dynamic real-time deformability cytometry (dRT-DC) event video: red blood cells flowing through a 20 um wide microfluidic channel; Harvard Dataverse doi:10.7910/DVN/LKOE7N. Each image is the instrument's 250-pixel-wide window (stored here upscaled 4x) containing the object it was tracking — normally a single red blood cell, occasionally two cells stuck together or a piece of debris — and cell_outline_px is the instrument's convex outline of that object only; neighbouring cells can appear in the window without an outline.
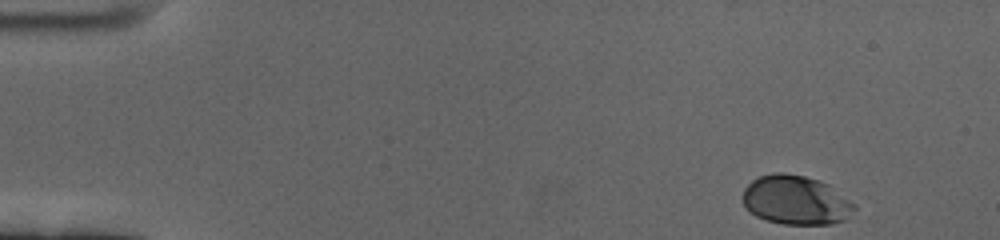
{"species": "human", "species_latin": "Homo sapiens", "temperature_condition": "cold", "stored_images_in_passage": 55, "camera_frame_rate_fps": 3000, "um_per_image_px": 0.085, "donor": {"sex": "female"}, "frame": {"image": 1, "passage_image": 1, "time_ms": 0.0, "image_size_px": [1000, 240], "cell_outline_px": [[856, 208], [848, 220], [832, 224], [784, 224], [768, 220], [756, 216], [744, 204], [744, 188], [752, 180], [760, 176], [776, 172], [784, 172], [804, 176], [820, 180], [828, 184], [856, 204]], "centroid_in_image_um": [67.71, 17.01], "position_along_channel_um": 17.3, "area_um2": 32.02}}
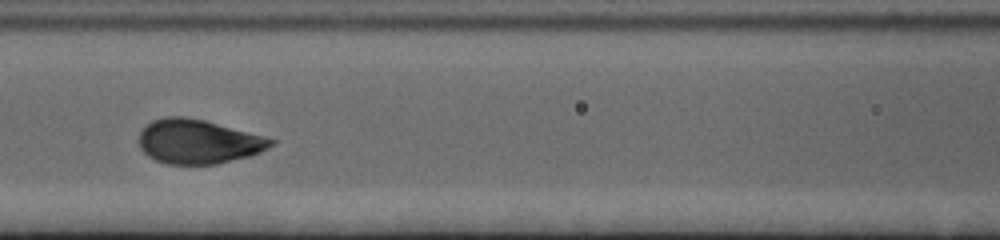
{"frame": {"image": 2, "passage_image": 23, "time_ms": 7.333, "image_size_px": [1000, 240], "cell_outline_px": [[276, 144], [252, 156], [216, 164], [168, 164], [156, 160], [148, 156], [140, 148], [140, 132], [152, 120], [164, 116], [184, 116], [204, 120], [264, 136], [276, 140]], "centroid_in_image_um": [16.87, 12.04], "position_along_channel_um": 149.7, "area_um2": 34.04}}
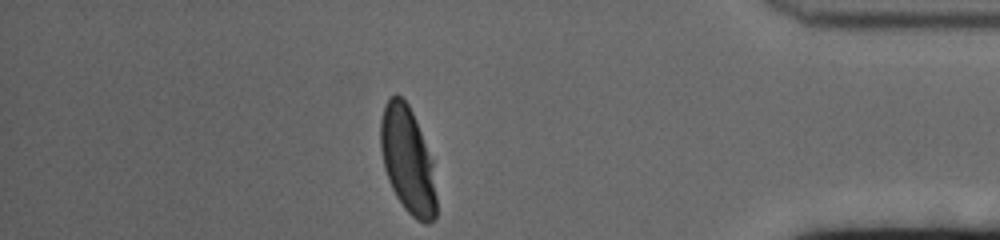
{"frame": {"image": 3, "passage_image": 48, "time_ms": 15.667, "image_size_px": [1000, 240], "cell_outline_px": [[436, 216], [428, 224], [424, 224], [416, 220], [404, 208], [396, 196], [388, 180], [384, 168], [380, 148], [380, 120], [384, 104], [396, 92], [408, 104], [412, 112], [432, 160], [436, 196]], "centroid_in_image_um": [34.63, 13.63], "position_along_channel_um": 400.6, "area_um2": 34.56}, "authors_computed_cell_mechanics": {"area_um2": 34.1598, "velocity_mm_per_s": 3.3927, "shape_relaxation_time_tau1_ms": 2.2664, "shape_relaxation_time_tau2_ms": null, "deformation_change_tau1": 0.1417, "deformation_change_tau2": null}}